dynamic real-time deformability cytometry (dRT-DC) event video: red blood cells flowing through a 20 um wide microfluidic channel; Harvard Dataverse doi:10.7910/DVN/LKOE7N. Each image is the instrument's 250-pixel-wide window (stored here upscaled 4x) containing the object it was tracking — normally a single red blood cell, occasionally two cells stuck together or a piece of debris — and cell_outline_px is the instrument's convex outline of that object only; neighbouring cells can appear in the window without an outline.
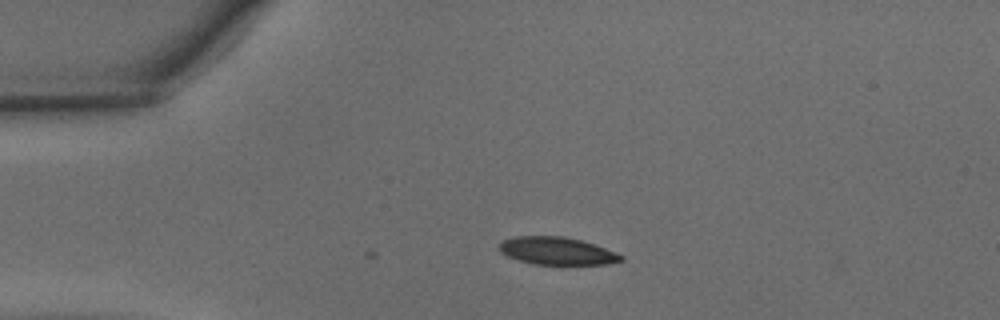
{"species": "common noctule bat (a hibernating species)", "species_latin": "Nyctalus noctula", "temperature_condition": "warm", "stored_images_in_passage": 2, "camera_frame_rate_fps": 3000, "um_per_image_px": 0.085, "animal": {"sex": "male", "body_mass_g": 15.6}, "frame": {"image": 1, "passage_image": 1, "time_ms": 0.0, "image_size_px": [1000, 320], "cell_outline_px": [[624, 260], [608, 264], [532, 264], [508, 256], [500, 252], [500, 244], [504, 240], [516, 236], [564, 236], [580, 240], [604, 248], [624, 256]], "centroid_in_image_um": [47.34, 21.33], "position_along_channel_um": 37.7, "area_um2": 19.31}}